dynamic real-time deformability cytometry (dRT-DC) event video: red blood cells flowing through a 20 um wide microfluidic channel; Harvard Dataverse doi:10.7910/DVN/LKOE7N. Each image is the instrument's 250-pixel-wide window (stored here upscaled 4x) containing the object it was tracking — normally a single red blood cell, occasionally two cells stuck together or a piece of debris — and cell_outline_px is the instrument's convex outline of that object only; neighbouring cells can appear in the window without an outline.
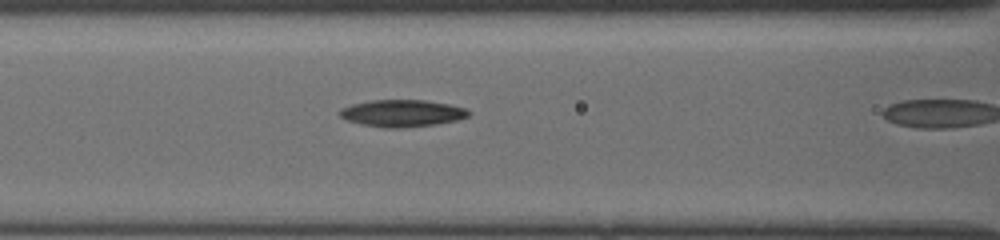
{"species": "common noctule bat (a hibernating species)", "species_latin": "Nyctalus noctula", "temperature_condition": "cold", "stored_images_in_passage": 7, "camera_frame_rate_fps": 3000, "um_per_image_px": 0.085, "animal": {"sex": "female", "body_mass_g": 19.5, "forearm_length_mm": 54.1}, "frame": {"image": 1, "passage_image": 6, "time_ms": 2.333, "image_size_px": [1000, 240], "cell_outline_px": [[472, 112], [468, 116], [456, 120], [432, 124], [400, 128], [384, 128], [364, 124], [348, 120], [340, 116], [340, 108], [352, 104], [368, 100], [424, 100], [448, 104], [464, 108]], "centroid_in_image_um": [34.16, 9.61], "position_along_channel_um": 132.4, "area_um2": 20.0}}